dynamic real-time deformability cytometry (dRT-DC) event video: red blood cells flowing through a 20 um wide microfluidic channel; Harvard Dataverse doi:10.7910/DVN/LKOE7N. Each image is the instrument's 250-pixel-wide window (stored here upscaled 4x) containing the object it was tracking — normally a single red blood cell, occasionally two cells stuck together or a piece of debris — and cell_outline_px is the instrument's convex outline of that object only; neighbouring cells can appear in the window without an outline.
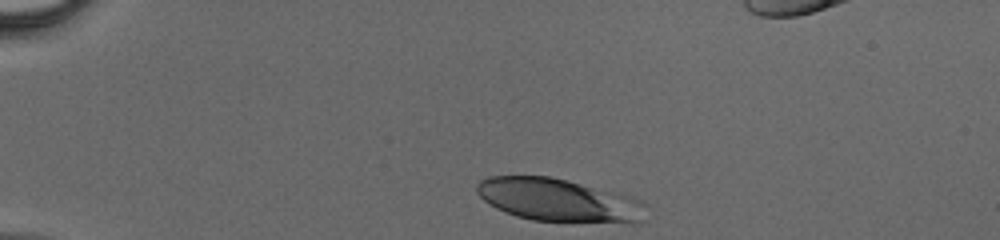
{"species": "human", "species_latin": "Homo sapiens", "temperature_condition": "cold", "stored_images_in_passage": 10, "camera_frame_rate_fps": 3000, "um_per_image_px": 0.085, "donor": {"sex": "male"}, "frame": {"image": 1, "passage_image": 1, "time_ms": 0.0, "image_size_px": [1000, 240], "cell_outline_px": [[636, 220], [532, 220], [516, 216], [504, 212], [488, 204], [476, 192], [476, 184], [480, 180], [488, 176], [548, 176], [580, 184], [624, 196], [636, 216]], "centroid_in_image_um": [46.94, 16.94], "position_along_channel_um": 38.1, "area_um2": 38.55}}
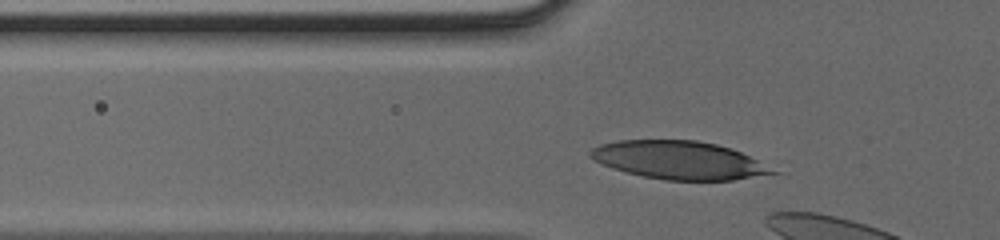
{"frame": {"image": 2, "passage_image": 7, "time_ms": 2.0, "image_size_px": [1000, 240], "cell_outline_px": [[780, 172], [732, 180], [664, 180], [644, 176], [612, 168], [600, 164], [588, 156], [588, 152], [592, 148], [600, 144], [616, 140], [696, 140], [716, 144], [740, 152]], "centroid_in_image_um": [57.63, 13.61], "position_along_channel_um": 68.2, "area_um2": 40.11}}